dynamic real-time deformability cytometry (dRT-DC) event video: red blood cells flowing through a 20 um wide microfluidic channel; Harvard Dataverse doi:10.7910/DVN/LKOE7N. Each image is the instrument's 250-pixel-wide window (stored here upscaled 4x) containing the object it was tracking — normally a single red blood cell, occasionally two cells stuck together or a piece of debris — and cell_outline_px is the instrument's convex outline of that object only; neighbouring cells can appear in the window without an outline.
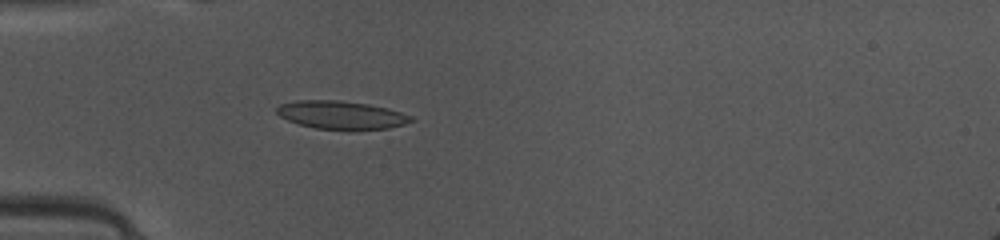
{"species": "common noctule bat (a hibernating species)", "species_latin": "Nyctalus noctula", "temperature_condition": "warm", "stored_images_in_passage": 37, "camera_frame_rate_fps": 3000, "um_per_image_px": 0.085, "animal": {"sex": "female", "body_mass_g": 10.0, "forearm_length_mm": 53.1}, "frame": {"image": 1, "passage_image": 3, "time_ms": 0.667, "image_size_px": [1000, 240], "cell_outline_px": [[416, 120], [404, 124], [388, 128], [316, 128], [300, 124], [288, 120], [280, 116], [276, 112], [276, 108], [280, 104], [296, 100], [340, 100], [368, 104], [388, 108], [412, 116]], "centroid_in_image_um": [29.0, 9.74], "position_along_channel_um": 56.0, "area_um2": 21.56}}
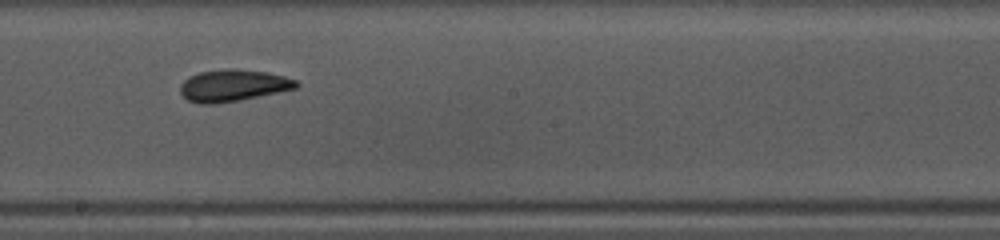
{"frame": {"image": 2, "passage_image": 16, "time_ms": 5.0, "image_size_px": [1000, 240], "cell_outline_px": [[300, 84], [296, 88], [240, 100], [212, 104], [200, 104], [188, 100], [180, 92], [180, 84], [188, 76], [200, 72], [228, 68], [232, 68], [268, 72], [284, 76], [296, 80]], "centroid_in_image_um": [19.79, 7.26], "position_along_channel_um": 228.4, "area_um2": 21.5}}
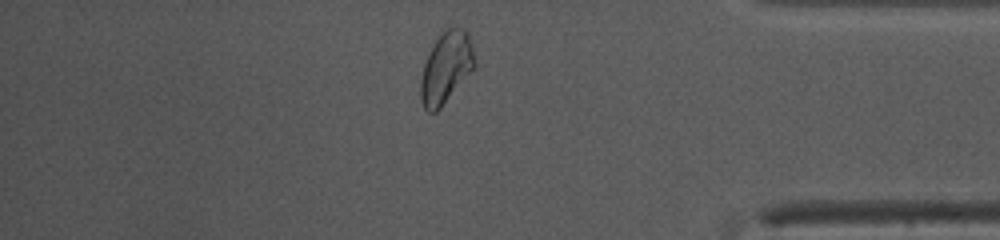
{"frame": {"image": 3, "passage_image": 30, "time_ms": 9.667, "image_size_px": [1000, 240], "cell_outline_px": [[476, 64], [440, 108], [436, 112], [428, 112], [424, 108], [420, 100], [420, 80], [424, 64], [436, 40], [444, 28], [464, 28], [468, 32], [472, 44]], "centroid_in_image_um": [37.91, 5.74], "position_along_channel_um": 397.3, "area_um2": 22.08}, "authors_computed_cell_mechanics": {"area_um2": 21.3282, "velocity_mm_per_s": 4.1073, "shape_relaxation_time_tau1_ms": 3.1832, "shape_relaxation_time_tau2_ms": 2.8818, "deformation_change_tau1": 0.1276, "deformation_change_tau2": 0.0519}}